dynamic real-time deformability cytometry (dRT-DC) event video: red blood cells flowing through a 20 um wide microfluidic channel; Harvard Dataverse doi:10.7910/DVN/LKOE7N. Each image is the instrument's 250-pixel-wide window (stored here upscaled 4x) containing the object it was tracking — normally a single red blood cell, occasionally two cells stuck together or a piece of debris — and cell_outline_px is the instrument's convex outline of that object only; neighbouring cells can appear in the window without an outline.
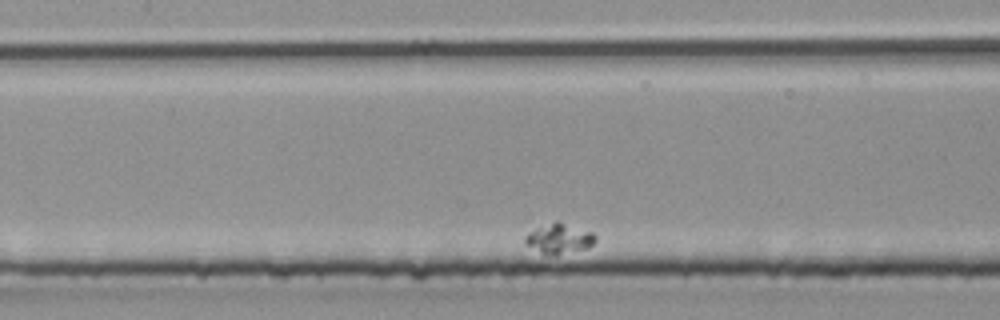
{"species": "common noctule bat (a hibernating species)", "species_latin": "Nyctalus noctula", "temperature_condition": "room temperature", "stored_images_in_passage": 31, "camera_frame_rate_fps": 3000, "um_per_image_px": 0.085, "animal": {"sex": "male", "body_mass_g": 20.4}, "frame": {"image": 1, "passage_image": 10, "time_ms": 3.0, "image_size_px": [1000, 320], "cell_outline_px": [[596, 240], [588, 248], [556, 256], [540, 252], [528, 244], [524, 240], [524, 236], [528, 232], [536, 228], [556, 220], [592, 232], [596, 236]], "centroid_in_image_um": [47.55, 20.28], "position_along_channel_um": 159.9, "area_um2": 12.25}}